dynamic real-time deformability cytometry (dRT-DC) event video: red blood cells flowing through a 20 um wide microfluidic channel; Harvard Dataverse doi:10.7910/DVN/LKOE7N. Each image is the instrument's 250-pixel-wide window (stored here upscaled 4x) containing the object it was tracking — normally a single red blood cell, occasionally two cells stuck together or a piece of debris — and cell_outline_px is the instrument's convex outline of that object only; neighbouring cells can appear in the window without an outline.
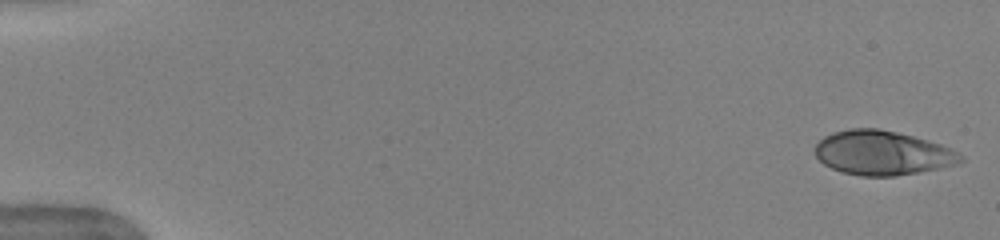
{"species": "human", "species_latin": "Homo sapiens", "temperature_condition": "warm", "stored_images_in_passage": 52, "segment_of_instrument_passage": [1, 2], "camera_frame_rate_fps": 3000, "um_per_image_px": 0.085, "donor": {"sex": "female"}, "frame": {"image": 1, "passage_image": 1, "time_ms": 0.0, "image_size_px": [1000, 240], "cell_outline_px": [[964, 160], [956, 164], [940, 168], [920, 172], [896, 176], [860, 176], [840, 172], [824, 164], [816, 156], [816, 144], [824, 136], [832, 132], [848, 128], [880, 128], [912, 136], [940, 144], [964, 156]], "centroid_in_image_um": [74.98, 13.0], "position_along_channel_um": 10.0, "area_um2": 37.57}}
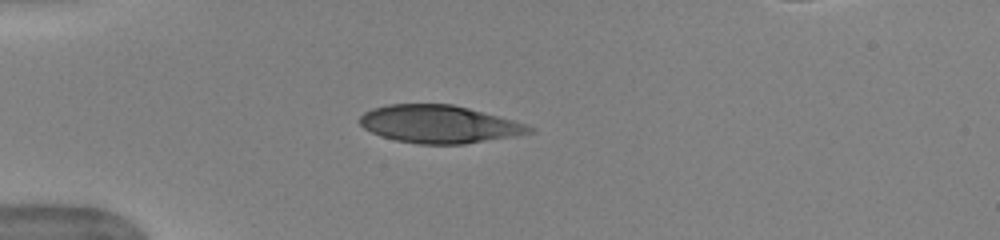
{"frame": {"image": 2, "passage_image": 14, "time_ms": 4.333, "image_size_px": [1000, 240], "cell_outline_px": [[536, 128], [532, 132], [516, 136], [464, 144], [420, 144], [396, 140], [380, 136], [364, 128], [356, 120], [364, 112], [372, 108], [388, 104], [452, 104], [468, 108], [528, 124]], "centroid_in_image_um": [37.31, 10.55], "position_along_channel_um": 47.7, "area_um2": 37.4}}
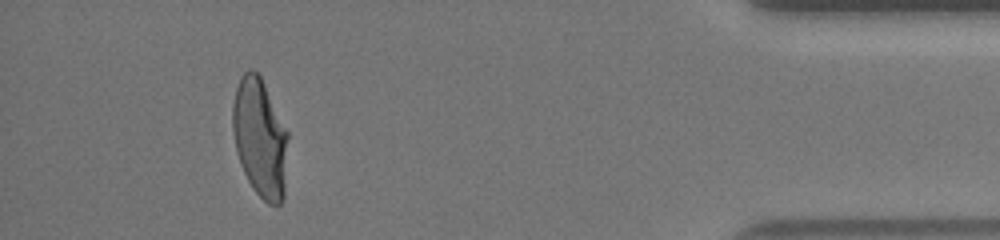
{"frame": {"image": 3, "passage_image": 47, "time_ms": 15.333, "image_size_px": [1000, 240], "cell_outline_px": [[288, 136], [284, 200], [280, 204], [268, 204], [252, 188], [244, 172], [236, 152], [232, 132], [232, 104], [236, 88], [240, 76], [248, 68], [252, 68], [260, 76], [288, 132]], "centroid_in_image_um": [22.09, 11.72], "position_along_channel_um": 413.1, "area_um2": 38.44}}